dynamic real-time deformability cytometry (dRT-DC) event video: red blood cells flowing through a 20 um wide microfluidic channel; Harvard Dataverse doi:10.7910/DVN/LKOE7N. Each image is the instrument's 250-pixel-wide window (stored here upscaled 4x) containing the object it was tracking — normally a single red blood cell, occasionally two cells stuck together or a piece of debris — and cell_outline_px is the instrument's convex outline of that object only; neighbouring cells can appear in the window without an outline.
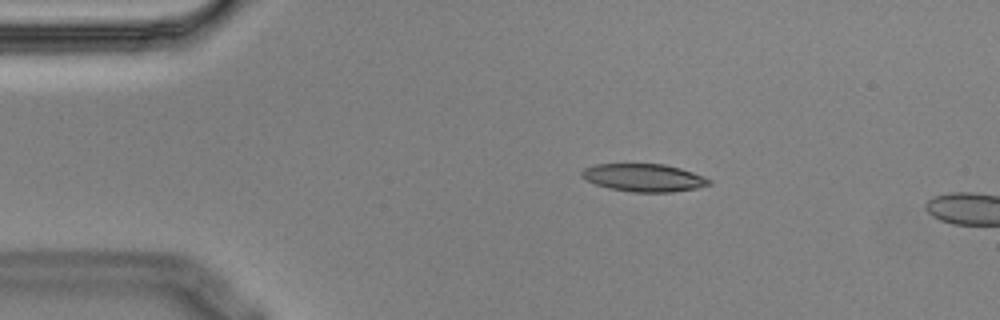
{"species": "Egyptian fruit bat (a non-hibernating species)", "species_latin": "Rousettus aegyptiacus", "temperature_condition": "cold", "stored_images_in_passage": 7, "camera_frame_rate_fps": 3000, "um_per_image_px": 0.085, "animal": {"sex": "male"}, "frame": {"image": 1, "passage_image": 1, "time_ms": 0.0, "image_size_px": [1000, 320], "cell_outline_px": [[712, 184], [696, 188], [672, 192], [632, 192], [608, 188], [584, 180], [580, 176], [580, 172], [584, 168], [596, 164], [664, 164], [680, 168], [704, 176], [712, 180]], "centroid_in_image_um": [54.71, 15.1], "position_along_channel_um": 30.3, "area_um2": 20.75}}
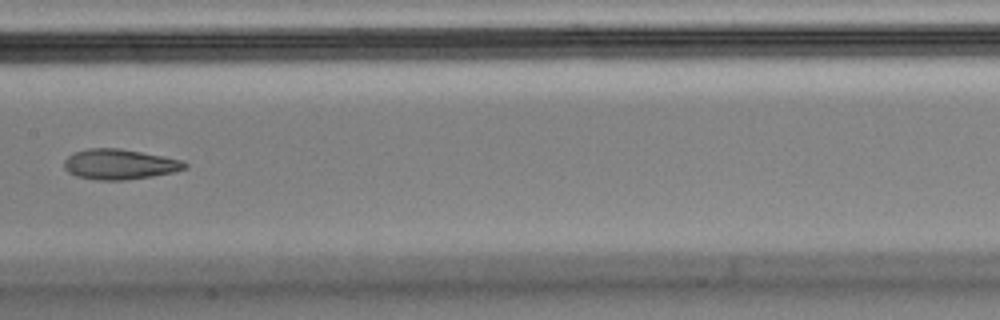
{"frame": {"image": 2, "passage_image": 6, "time_ms": 1.667, "image_size_px": [1000, 320], "cell_outline_px": [[188, 168], [172, 172], [152, 176], [124, 180], [100, 180], [76, 176], [68, 172], [64, 168], [64, 160], [68, 156], [76, 152], [88, 148], [120, 148], [164, 156], [184, 160], [188, 164]], "centroid_in_image_um": [10.19, 13.96], "position_along_channel_um": 197.2, "area_um2": 21.33}}
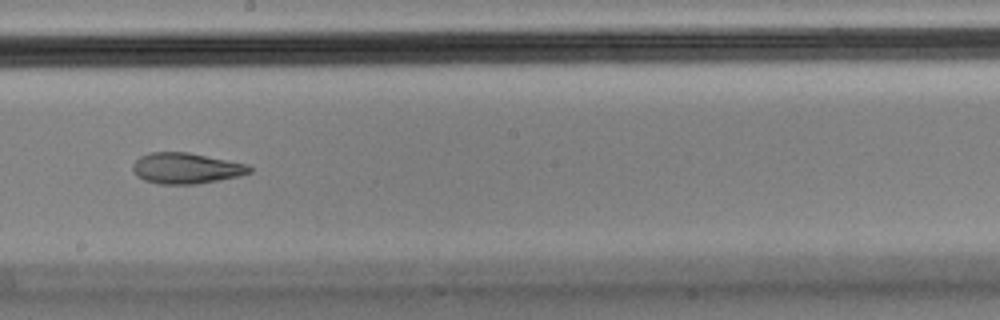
{"frame": {"image": 3, "passage_image": 7, "time_ms": 2.0, "image_size_px": [1000, 320], "cell_outline_px": [[252, 172], [240, 176], [196, 184], [160, 184], [144, 180], [136, 176], [132, 168], [132, 164], [140, 156], [148, 152], [188, 152], [248, 164], [252, 168]], "centroid_in_image_um": [15.81, 14.3], "position_along_channel_um": 232.4, "area_um2": 21.1}}